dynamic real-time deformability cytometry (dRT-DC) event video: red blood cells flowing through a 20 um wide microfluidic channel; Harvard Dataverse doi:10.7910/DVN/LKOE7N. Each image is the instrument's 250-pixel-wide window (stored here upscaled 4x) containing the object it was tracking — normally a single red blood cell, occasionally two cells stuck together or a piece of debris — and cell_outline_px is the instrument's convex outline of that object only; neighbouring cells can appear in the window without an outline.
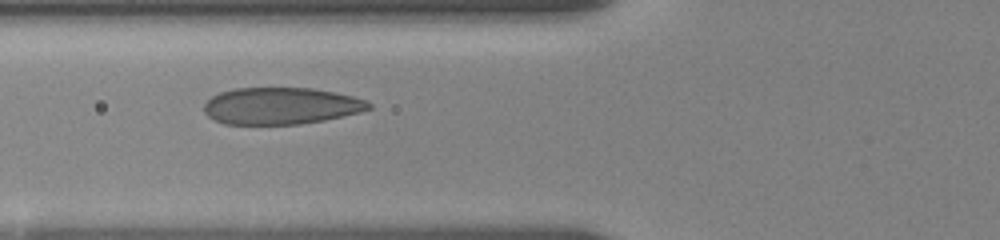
{"species": "human", "species_latin": "Homo sapiens", "temperature_condition": "room temperature", "stored_images_in_passage": 11, "camera_frame_rate_fps": 3000, "um_per_image_px": 0.085, "donor": {"sex": "female"}, "frame": {"image": 1, "passage_image": 2, "time_ms": 1.0, "image_size_px": [1000, 240], "cell_outline_px": [[372, 108], [360, 112], [324, 120], [300, 124], [224, 124], [208, 116], [204, 112], [204, 104], [212, 96], [220, 92], [236, 88], [312, 88], [352, 96], [364, 100], [372, 104]], "centroid_in_image_um": [23.87, 9.0], "position_along_channel_um": 101.9, "area_um2": 35.2}}
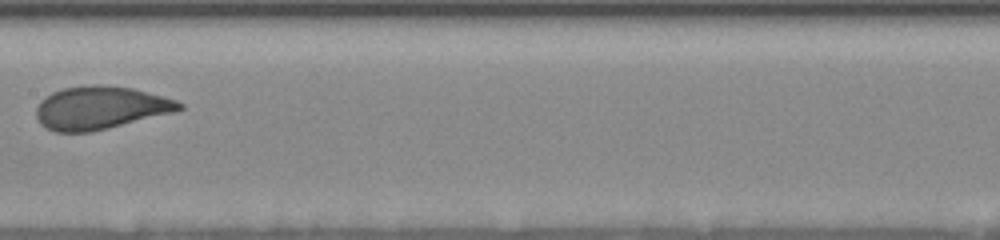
{"frame": {"image": 2, "passage_image": 6, "time_ms": 3.667, "image_size_px": [1000, 240], "cell_outline_px": [[184, 108], [172, 112], [92, 132], [56, 132], [40, 124], [36, 116], [36, 108], [40, 100], [44, 96], [60, 88], [96, 84], [100, 84], [132, 88], [164, 96], [176, 100], [184, 104]], "centroid_in_image_um": [8.49, 9.15], "position_along_channel_um": 198.9, "area_um2": 35.84}}
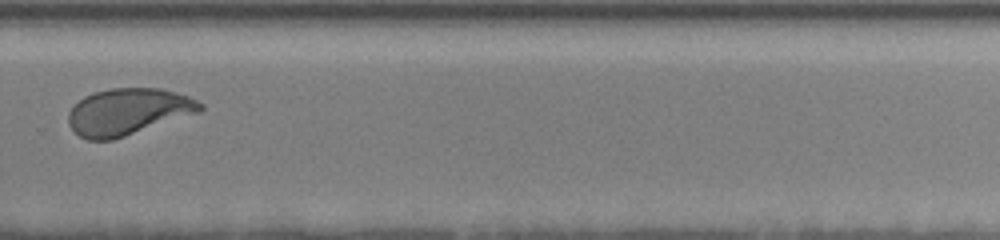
{"frame": {"image": 3, "passage_image": 10, "time_ms": 7.0, "image_size_px": [1000, 240], "cell_outline_px": [[204, 108], [200, 112], [112, 140], [88, 140], [80, 136], [68, 124], [68, 112], [84, 96], [96, 92], [112, 88], [160, 88], [188, 96], [204, 104]], "centroid_in_image_um": [10.89, 9.49], "position_along_channel_um": 318.9, "area_um2": 35.55}}